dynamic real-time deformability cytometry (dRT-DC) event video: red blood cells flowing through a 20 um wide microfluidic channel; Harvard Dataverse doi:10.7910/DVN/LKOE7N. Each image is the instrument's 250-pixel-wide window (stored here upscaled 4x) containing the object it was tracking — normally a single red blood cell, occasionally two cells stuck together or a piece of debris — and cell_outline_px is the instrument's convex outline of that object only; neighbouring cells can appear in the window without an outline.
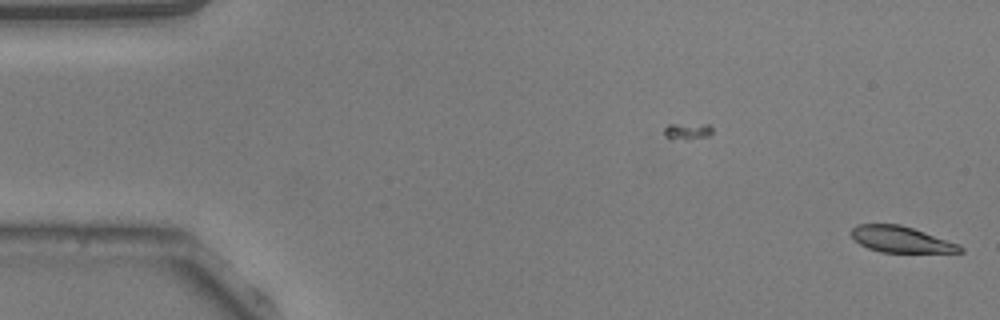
{"species": "common noctule bat (a hibernating species)", "species_latin": "Nyctalus noctula", "temperature_condition": "warm", "stored_images_in_passage": 8, "camera_frame_rate_fps": 3000, "um_per_image_px": 0.085, "animal": {"sex": "male", "body_mass_g": 20.5, "forearm_length_mm": 52.5}, "frame": {"image": 1, "passage_image": 8, "time_ms": 2.333, "image_size_px": [1000, 320], "cell_outline_px": [[964, 252], [880, 252], [868, 248], [860, 244], [848, 232], [856, 224], [900, 224], [960, 244], [964, 248]], "centroid_in_image_um": [76.57, 20.34], "position_along_channel_um": 8.4, "area_um2": 16.53}}